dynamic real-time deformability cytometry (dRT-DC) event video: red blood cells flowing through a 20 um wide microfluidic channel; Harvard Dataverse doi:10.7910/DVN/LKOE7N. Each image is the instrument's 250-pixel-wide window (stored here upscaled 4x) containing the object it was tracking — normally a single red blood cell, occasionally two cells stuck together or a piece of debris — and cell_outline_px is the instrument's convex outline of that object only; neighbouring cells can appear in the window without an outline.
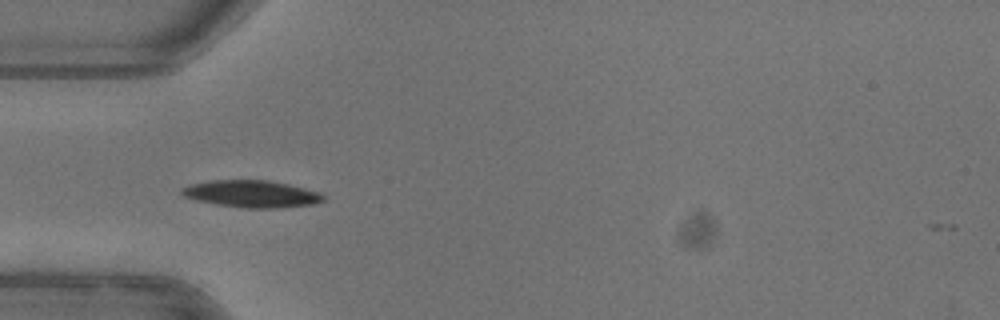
{"species": "common noctule bat (a hibernating species)", "species_latin": "Nyctalus noctula", "temperature_condition": "warm", "stored_images_in_passage": 33, "camera_frame_rate_fps": 3000, "um_per_image_px": 0.085, "animal": {"sex": "female"}, "frame": {"image": 1, "passage_image": 1, "time_ms": 0.0, "image_size_px": [1000, 320], "cell_outline_px": [[324, 200], [312, 204], [280, 208], [244, 208], [216, 204], [184, 196], [180, 192], [184, 188], [192, 184], [212, 180], [268, 180], [288, 184], [320, 192], [324, 196]], "centroid_in_image_um": [21.43, 16.48], "position_along_channel_um": 63.6, "area_um2": 22.02}, "authors_computed_cell_mechanics": {"area_um2": 21.8484, "velocity_mm_per_s": 3.9684, "shape_relaxation_time_tau1_ms": 2.9254, "shape_relaxation_time_tau2_ms": null, "deformation_change_tau1": 0.1388, "deformation_change_tau2": null}}